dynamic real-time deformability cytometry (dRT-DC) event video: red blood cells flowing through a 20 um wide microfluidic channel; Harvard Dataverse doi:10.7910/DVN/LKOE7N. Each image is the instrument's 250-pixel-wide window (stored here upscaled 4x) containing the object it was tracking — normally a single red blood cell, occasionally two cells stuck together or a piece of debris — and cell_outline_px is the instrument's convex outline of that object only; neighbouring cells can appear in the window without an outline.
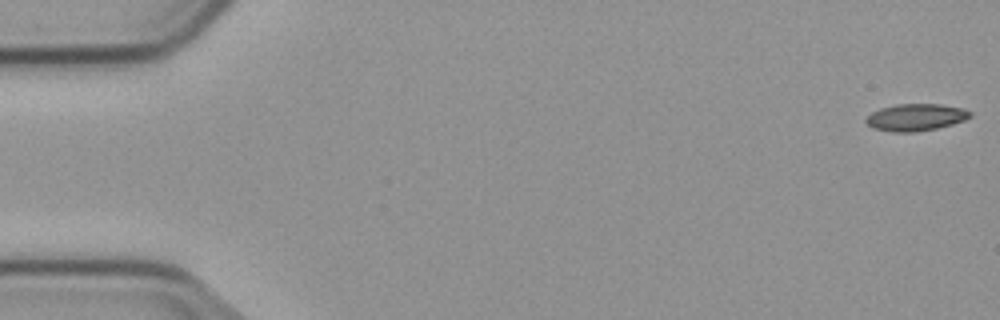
{"species": "common noctule bat (a hibernating species)", "species_latin": "Nyctalus noctula", "temperature_condition": "cold", "stored_images_in_passage": 9, "camera_frame_rate_fps": 3000, "um_per_image_px": 0.085, "animal": {"sex": "male", "body_mass_g": 23.1, "forearm_length_mm": 52.7}, "frame": {"image": 1, "passage_image": 1, "time_ms": 0.0, "image_size_px": [1000, 320], "cell_outline_px": [[972, 116], [964, 120], [952, 124], [936, 128], [916, 132], [892, 132], [872, 128], [864, 120], [872, 112], [880, 108], [896, 104], [940, 104], [964, 108], [972, 112]], "centroid_in_image_um": [77.84, 9.97], "position_along_channel_um": 7.2, "area_um2": 16.47}}